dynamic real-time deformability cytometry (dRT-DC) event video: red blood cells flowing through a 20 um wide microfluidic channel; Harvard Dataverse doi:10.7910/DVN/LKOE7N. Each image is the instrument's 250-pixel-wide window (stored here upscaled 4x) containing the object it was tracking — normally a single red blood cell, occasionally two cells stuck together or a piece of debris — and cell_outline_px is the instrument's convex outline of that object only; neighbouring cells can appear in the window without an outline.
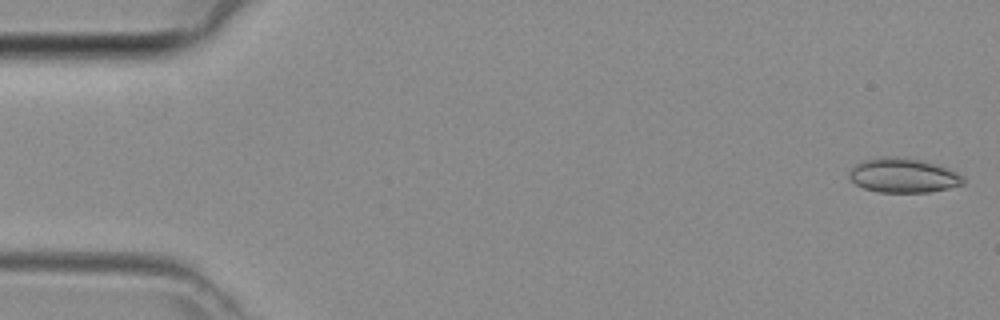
{"species": "common noctule bat (a hibernating species)", "species_latin": "Nyctalus noctula", "temperature_condition": "room temperature", "stored_images_in_passage": 44, "camera_frame_rate_fps": 3000, "um_per_image_px": 0.085, "animal": {"sex": "female", "body_mass_g": 29.2, "forearm_length_mm": 56.3}, "frame": {"image": 1, "passage_image": 1, "time_ms": 0.0, "image_size_px": [1000, 320], "cell_outline_px": [[964, 184], [948, 188], [928, 192], [880, 192], [864, 188], [856, 184], [848, 176], [848, 172], [860, 160], [880, 156], [896, 156], [924, 160], [940, 164], [964, 176]], "centroid_in_image_um": [76.78, 14.89], "position_along_channel_um": 8.2, "area_um2": 23.24}}
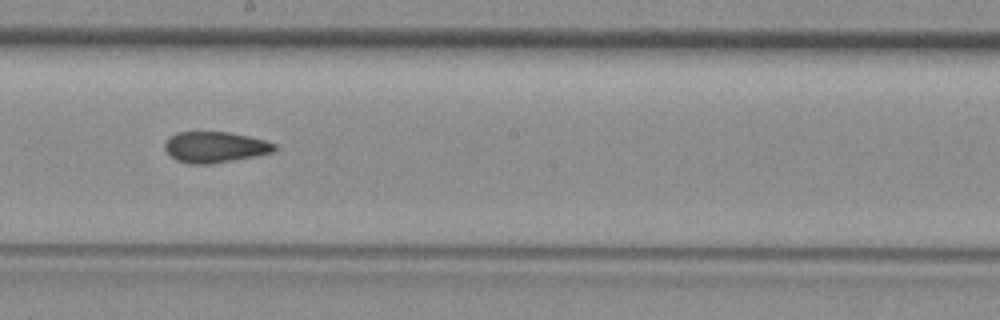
{"frame": {"image": 2, "passage_image": 25, "time_ms": 8.0, "image_size_px": [1000, 320], "cell_outline_px": [[276, 148], [272, 152], [212, 164], [188, 164], [176, 160], [164, 148], [164, 144], [168, 136], [176, 132], [228, 132], [248, 136], [264, 140], [276, 144]], "centroid_in_image_um": [18.22, 12.5], "position_along_channel_um": 230.0, "area_um2": 19.65}}
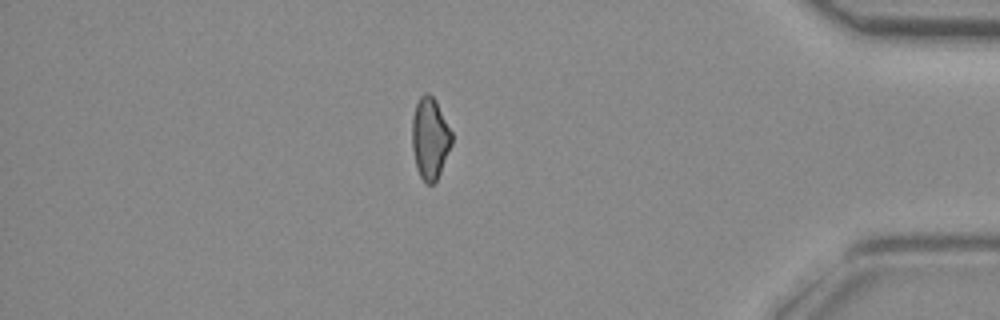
{"frame": {"image": 3, "passage_image": 39, "time_ms": 12.667, "image_size_px": [1000, 320], "cell_outline_px": [[452, 144], [440, 172], [436, 180], [432, 184], [424, 184], [420, 176], [416, 164], [412, 148], [412, 116], [416, 104], [420, 96], [424, 92], [428, 92], [436, 100], [452, 132]], "centroid_in_image_um": [36.54, 11.73], "position_along_channel_um": 398.7, "area_um2": 18.9}}